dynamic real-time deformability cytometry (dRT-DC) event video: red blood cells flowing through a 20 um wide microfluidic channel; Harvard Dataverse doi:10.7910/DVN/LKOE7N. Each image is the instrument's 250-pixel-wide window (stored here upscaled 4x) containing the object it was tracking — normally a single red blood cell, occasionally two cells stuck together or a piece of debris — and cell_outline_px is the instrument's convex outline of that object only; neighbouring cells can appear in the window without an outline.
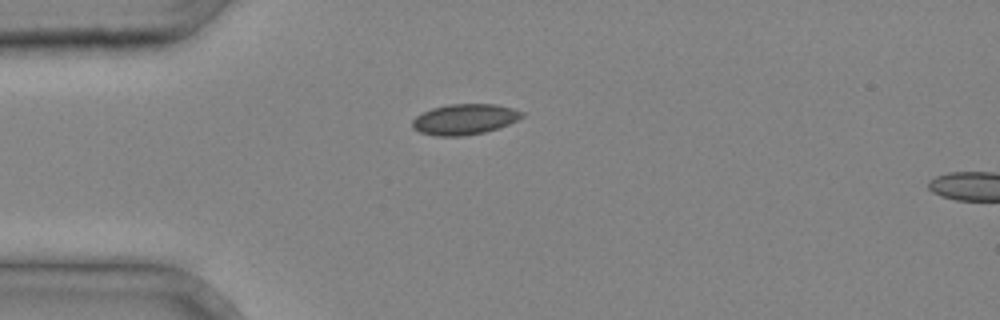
{"species": "common noctule bat (a hibernating species)", "species_latin": "Nyctalus noctula", "temperature_condition": "cold", "stored_images_in_passage": 2, "segment_of_instrument_passage": [1, 2], "camera_frame_rate_fps": 3000, "um_per_image_px": 0.085, "animal": {"sex": "male", "body_mass_g": 20.4}, "frame": {"image": 1, "passage_image": 1, "time_ms": 0.0, "image_size_px": [1000, 320], "cell_outline_px": [[524, 116], [500, 128], [484, 132], [464, 136], [436, 136], [420, 132], [412, 128], [412, 120], [416, 116], [432, 108], [448, 104], [496, 104], [512, 108], [524, 112]], "centroid_in_image_um": [39.49, 10.14], "position_along_channel_um": 45.5, "area_um2": 19.59}}